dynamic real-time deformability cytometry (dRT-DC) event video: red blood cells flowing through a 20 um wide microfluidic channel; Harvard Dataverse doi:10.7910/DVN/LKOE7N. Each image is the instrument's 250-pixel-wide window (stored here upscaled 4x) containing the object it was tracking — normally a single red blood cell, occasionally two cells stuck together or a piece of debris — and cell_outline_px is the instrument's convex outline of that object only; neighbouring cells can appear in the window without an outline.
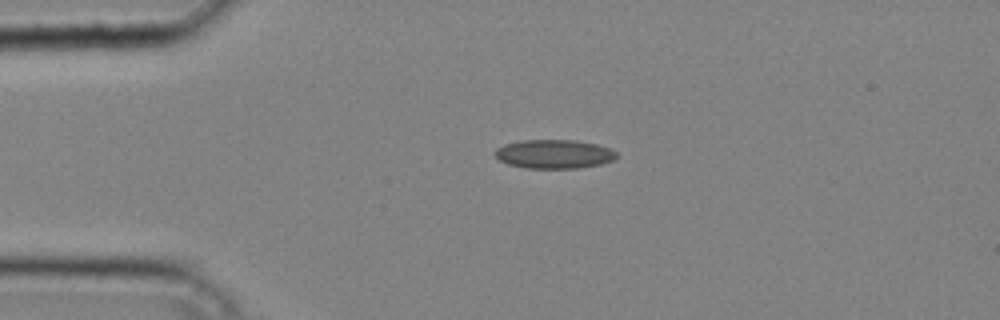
{"species": "common noctule bat (a hibernating species)", "species_latin": "Nyctalus noctula", "temperature_condition": "cold", "stored_images_in_passage": 32, "camera_frame_rate_fps": 3000, "um_per_image_px": 0.085, "animal": {"sex": "male", "body_mass_g": 20.4}, "frame": {"image": 1, "passage_image": 1, "time_ms": 0.0, "image_size_px": [1000, 320], "cell_outline_px": [[616, 156], [612, 160], [600, 164], [576, 168], [524, 168], [508, 164], [500, 160], [496, 156], [496, 148], [504, 144], [520, 140], [576, 140], [596, 144], [608, 148], [616, 152]], "centroid_in_image_um": [47.06, 13.09], "position_along_channel_um": 37.9, "area_um2": 20.29}}
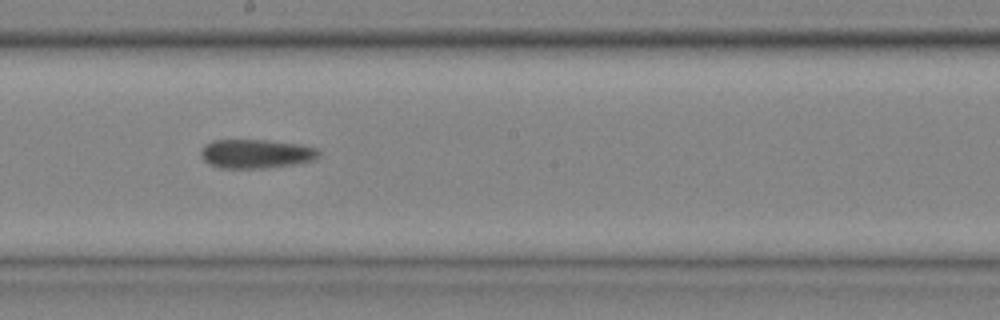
{"frame": {"image": 2, "passage_image": 15, "time_ms": 4.667, "image_size_px": [1000, 320], "cell_outline_px": [[320, 156], [316, 160], [300, 164], [264, 168], [220, 168], [208, 164], [200, 156], [200, 152], [204, 144], [212, 140], [264, 140], [300, 144], [316, 148], [320, 152]], "centroid_in_image_um": [21.78, 13.08], "position_along_channel_um": 226.4, "area_um2": 20.29}}
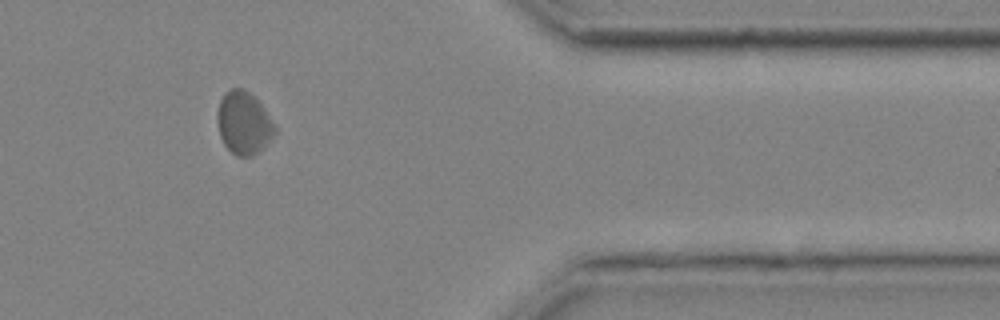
{"frame": {"image": 3, "passage_image": 27, "time_ms": 8.667, "image_size_px": [1000, 320], "cell_outline_px": [[276, 132], [252, 156], [236, 156], [224, 144], [220, 136], [216, 120], [216, 116], [220, 100], [224, 92], [232, 88], [244, 88], [260, 104], [276, 128]], "centroid_in_image_um": [20.66, 10.43], "position_along_channel_um": 390.7, "area_um2": 20.52}}